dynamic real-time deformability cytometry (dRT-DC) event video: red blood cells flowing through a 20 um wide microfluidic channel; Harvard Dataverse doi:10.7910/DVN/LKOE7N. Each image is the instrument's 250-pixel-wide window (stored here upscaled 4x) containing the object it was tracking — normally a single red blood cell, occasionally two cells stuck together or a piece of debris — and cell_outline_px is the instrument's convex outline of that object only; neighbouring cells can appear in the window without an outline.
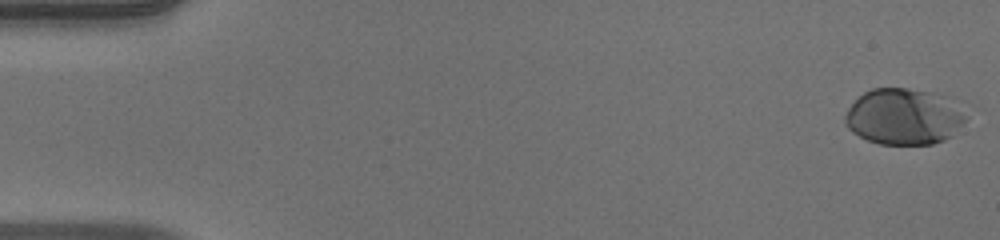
{"species": "human", "species_latin": "Homo sapiens", "temperature_condition": "warm", "stored_images_in_passage": 52, "camera_frame_rate_fps": 3000, "um_per_image_px": 0.085, "donor": {"sex": "male"}, "frame": {"image": 1, "passage_image": 1, "time_ms": 0.0, "image_size_px": [1000, 240], "cell_outline_px": [[964, 120], [952, 136], [944, 140], [932, 144], [880, 144], [868, 140], [852, 132], [844, 124], [844, 116], [848, 108], [864, 92], [872, 88], [908, 88], [948, 96], [964, 116]], "centroid_in_image_um": [76.77, 9.91], "position_along_channel_um": 8.2, "area_um2": 39.19}}
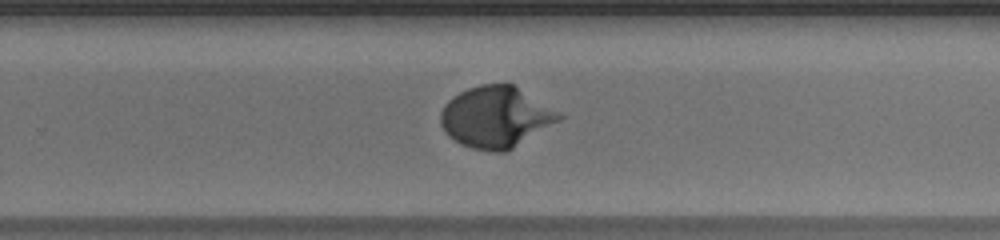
{"frame": {"image": 2, "passage_image": 34, "time_ms": 11.0, "image_size_px": [1000, 240], "cell_outline_px": [[564, 116], [560, 120], [512, 148], [504, 152], [492, 152], [472, 148], [460, 144], [448, 136], [444, 132], [440, 124], [440, 112], [444, 104], [452, 96], [468, 88], [480, 84], [512, 84]], "centroid_in_image_um": [42.07, 9.96], "position_along_channel_um": 287.7, "area_um2": 41.79}}
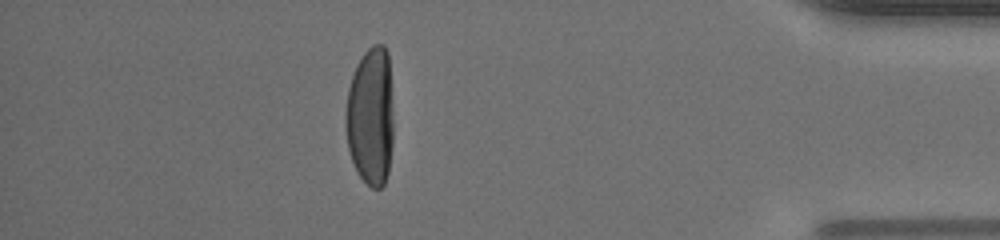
{"frame": {"image": 3, "passage_image": 46, "time_ms": 15.0, "image_size_px": [1000, 240], "cell_outline_px": [[392, 144], [388, 172], [384, 184], [380, 188], [372, 188], [356, 172], [348, 148], [344, 124], [344, 116], [348, 88], [356, 64], [364, 52], [372, 44], [384, 44], [388, 52], [392, 108]], "centroid_in_image_um": [31.48, 9.88], "position_along_channel_um": 403.7, "area_um2": 38.96}, "authors_computed_cell_mechanics": {"area_um2": 39.1595, "velocity_mm_per_s": 3.9564, "shape_relaxation_time_tau1_ms": 3.224, "shape_relaxation_time_tau2_ms": null, "deformation_change_tau1": 0.2137, "deformation_change_tau2": null}}